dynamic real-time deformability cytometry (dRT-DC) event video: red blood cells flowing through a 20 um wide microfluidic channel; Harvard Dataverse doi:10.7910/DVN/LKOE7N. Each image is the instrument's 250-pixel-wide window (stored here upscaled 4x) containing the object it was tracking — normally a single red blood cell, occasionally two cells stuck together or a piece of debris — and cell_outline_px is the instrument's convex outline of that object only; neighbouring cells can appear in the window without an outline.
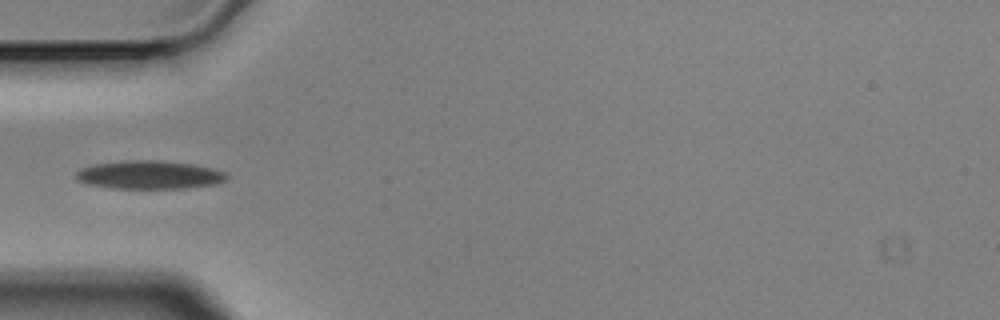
{"species": "Egyptian fruit bat (a non-hibernating species)", "species_latin": "Rousettus aegyptiacus", "temperature_condition": "cold", "stored_images_in_passage": 4, "camera_frame_rate_fps": 3000, "um_per_image_px": 0.085, "animal": {"sex": "male"}, "frame": {"image": 1, "passage_image": 4, "time_ms": 1.0, "image_size_px": [1000, 320], "cell_outline_px": [[228, 176], [220, 184], [184, 188], [112, 188], [88, 184], [80, 180], [76, 176], [76, 172], [84, 168], [96, 164], [128, 160], [160, 160], [192, 164], [212, 168], [224, 172]], "centroid_in_image_um": [12.75, 14.86], "position_along_channel_um": 72.2, "area_um2": 24.62}}